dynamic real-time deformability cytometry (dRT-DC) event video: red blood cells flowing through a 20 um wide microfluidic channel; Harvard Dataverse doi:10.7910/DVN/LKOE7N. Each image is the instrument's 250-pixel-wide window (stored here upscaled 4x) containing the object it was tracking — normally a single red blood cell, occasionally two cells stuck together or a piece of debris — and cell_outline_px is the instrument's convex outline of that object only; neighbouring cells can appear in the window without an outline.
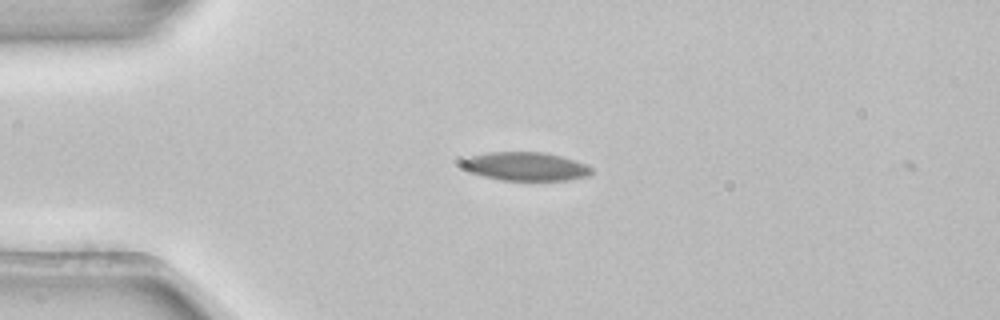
{"species": "common noctule bat (a hibernating species)", "species_latin": "Nyctalus noctula", "temperature_condition": "room temperature", "stored_images_in_passage": 6, "camera_frame_rate_fps": 3000, "um_per_image_px": 0.085, "animal": {"sex": "female", "body_mass_g": 22.7, "forearm_length_mm": 54.2}, "frame": {"image": 1, "passage_image": 1, "time_ms": 0.0, "image_size_px": [1000, 320], "cell_outline_px": [[592, 172], [588, 176], [568, 180], [500, 180], [468, 172], [460, 164], [460, 160], [468, 156], [488, 152], [544, 152], [576, 160], [592, 168]], "centroid_in_image_um": [44.63, 14.14], "position_along_channel_um": 40.4, "area_um2": 21.68}}